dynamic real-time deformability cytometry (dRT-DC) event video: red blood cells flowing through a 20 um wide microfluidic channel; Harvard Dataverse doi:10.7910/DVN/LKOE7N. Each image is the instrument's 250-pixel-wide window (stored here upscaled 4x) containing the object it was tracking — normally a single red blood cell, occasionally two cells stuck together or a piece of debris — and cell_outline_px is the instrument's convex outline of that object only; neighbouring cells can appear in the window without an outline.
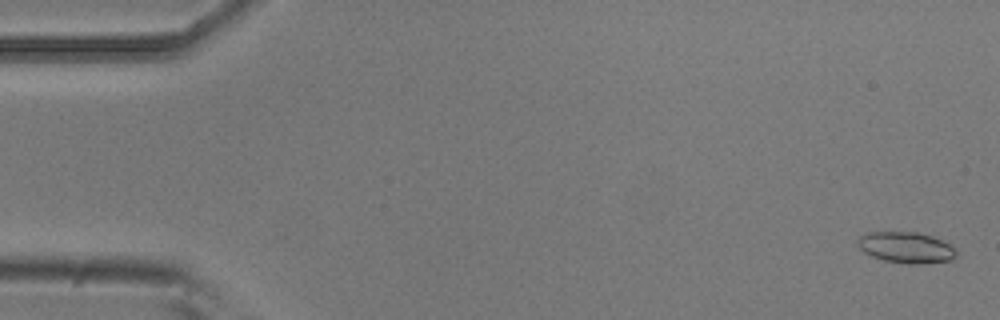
{"species": "common noctule bat (a hibernating species)", "species_latin": "Nyctalus noctula", "temperature_condition": "room temperature", "stored_images_in_passage": 5, "camera_frame_rate_fps": 3000, "um_per_image_px": 0.085, "animal": {"sex": "male", "body_mass_g": 20.5, "forearm_length_mm": 52.5}, "frame": {"image": 1, "passage_image": 1, "time_ms": 0.0, "image_size_px": [1000, 320], "cell_outline_px": [[956, 256], [952, 260], [920, 264], [908, 264], [884, 260], [872, 256], [864, 252], [860, 248], [856, 240], [860, 236], [868, 232], [916, 232], [932, 236], [948, 244], [956, 252]], "centroid_in_image_um": [76.99, 21.04], "position_along_channel_um": 8.0, "area_um2": 17.69}}
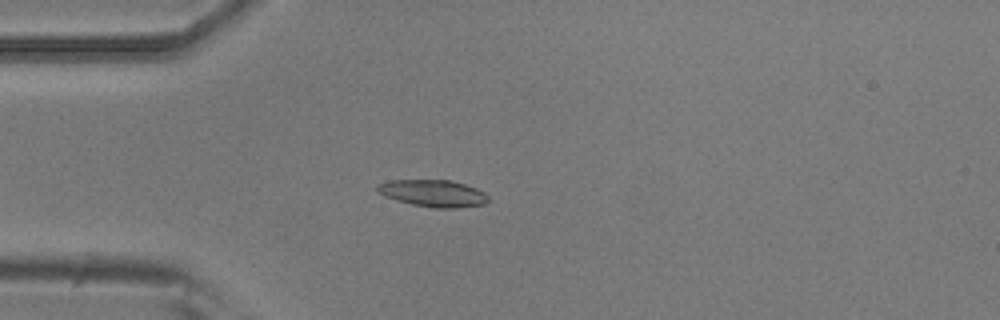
{"frame": {"image": 2, "passage_image": 5, "time_ms": 1.333, "image_size_px": [1000, 320], "cell_outline_px": [[488, 200], [484, 204], [456, 208], [432, 208], [412, 204], [396, 200], [384, 196], [376, 192], [376, 184], [392, 180], [452, 180], [476, 188], [484, 192], [488, 196]], "centroid_in_image_um": [36.78, 16.43], "position_along_channel_um": 48.2, "area_um2": 17.51}}